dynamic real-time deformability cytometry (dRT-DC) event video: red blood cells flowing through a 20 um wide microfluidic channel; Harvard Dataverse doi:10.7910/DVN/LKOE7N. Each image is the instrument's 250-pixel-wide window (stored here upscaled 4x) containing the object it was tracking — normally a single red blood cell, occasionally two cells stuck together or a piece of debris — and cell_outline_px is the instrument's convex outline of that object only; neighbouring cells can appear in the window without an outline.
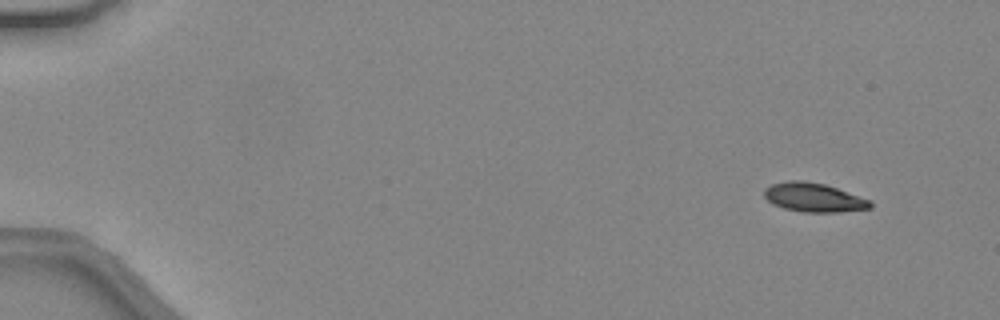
{"species": "common noctule bat (a hibernating species)", "species_latin": "Nyctalus noctula", "temperature_condition": "warm", "stored_images_in_passage": 14, "camera_frame_rate_fps": 3000, "um_per_image_px": 0.085, "animal": {"sex": "female", "body_mass_g": 24.6, "forearm_length_mm": 56.2}, "frame": {"image": 1, "passage_image": 4, "time_ms": 1.0, "image_size_px": [1000, 320], "cell_outline_px": [[872, 208], [840, 212], [804, 212], [784, 208], [772, 204], [764, 196], [764, 188], [772, 184], [788, 180], [804, 180], [824, 184], [872, 200]], "centroid_in_image_um": [69.17, 16.78], "position_along_channel_um": 15.8, "area_um2": 17.98}}